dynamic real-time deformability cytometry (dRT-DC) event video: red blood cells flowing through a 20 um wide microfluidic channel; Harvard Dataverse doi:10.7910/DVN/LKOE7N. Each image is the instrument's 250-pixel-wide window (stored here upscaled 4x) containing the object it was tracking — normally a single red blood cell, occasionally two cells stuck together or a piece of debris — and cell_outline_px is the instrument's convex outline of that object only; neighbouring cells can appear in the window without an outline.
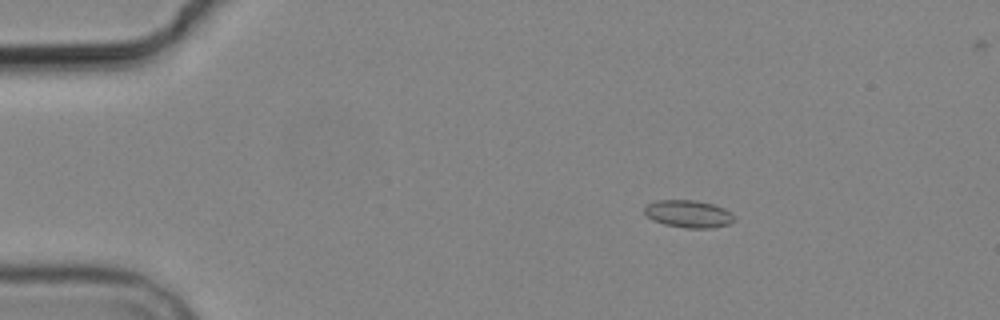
{"species": "common noctule bat (a hibernating species)", "species_latin": "Nyctalus noctula", "temperature_condition": "cold", "stored_images_in_passage": 5, "camera_frame_rate_fps": 3000, "um_per_image_px": 0.085, "animal": {"sex": "male", "body_mass_g": 19.2, "forearm_length_mm": 51.8}, "frame": {"image": 1, "passage_image": 2, "time_ms": 1.667, "image_size_px": [1000, 320], "cell_outline_px": [[732, 220], [728, 224], [712, 228], [684, 228], [664, 224], [652, 220], [644, 212], [644, 208], [648, 204], [656, 200], [696, 200], [712, 204], [724, 208], [732, 216]], "centroid_in_image_um": [58.46, 18.18], "position_along_channel_um": 26.5, "area_um2": 14.16}}